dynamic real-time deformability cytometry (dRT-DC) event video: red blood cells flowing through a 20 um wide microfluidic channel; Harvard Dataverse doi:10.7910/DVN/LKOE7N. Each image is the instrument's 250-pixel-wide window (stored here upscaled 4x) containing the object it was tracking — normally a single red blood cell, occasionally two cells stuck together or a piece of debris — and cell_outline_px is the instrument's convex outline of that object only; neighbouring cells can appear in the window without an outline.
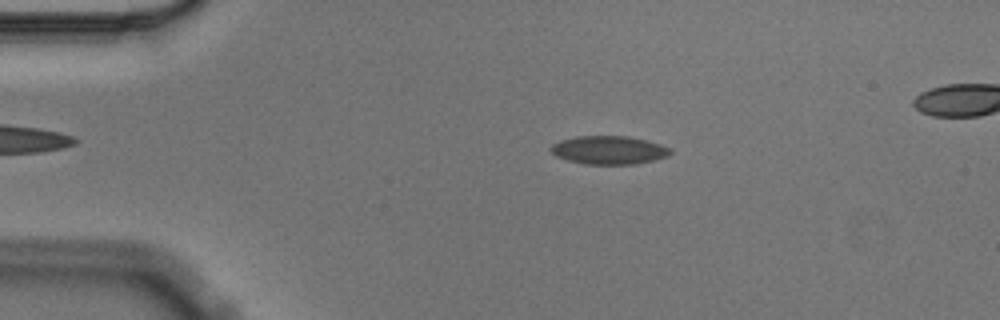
{"species": "Egyptian fruit bat (a non-hibernating species)", "species_latin": "Rousettus aegyptiacus", "temperature_condition": "cold", "stored_images_in_passage": 4, "camera_frame_rate_fps": 3000, "um_per_image_px": 0.085, "animal": {"sex": "male"}, "frame": {"image": 1, "passage_image": 2, "time_ms": 0.333, "image_size_px": [1000, 320], "cell_outline_px": [[672, 152], [668, 156], [656, 160], [636, 164], [584, 164], [568, 160], [556, 156], [548, 148], [552, 144], [560, 140], [576, 136], [628, 136], [660, 144], [672, 148]], "centroid_in_image_um": [51.76, 12.76], "position_along_channel_um": 33.2, "area_um2": 19.88}}